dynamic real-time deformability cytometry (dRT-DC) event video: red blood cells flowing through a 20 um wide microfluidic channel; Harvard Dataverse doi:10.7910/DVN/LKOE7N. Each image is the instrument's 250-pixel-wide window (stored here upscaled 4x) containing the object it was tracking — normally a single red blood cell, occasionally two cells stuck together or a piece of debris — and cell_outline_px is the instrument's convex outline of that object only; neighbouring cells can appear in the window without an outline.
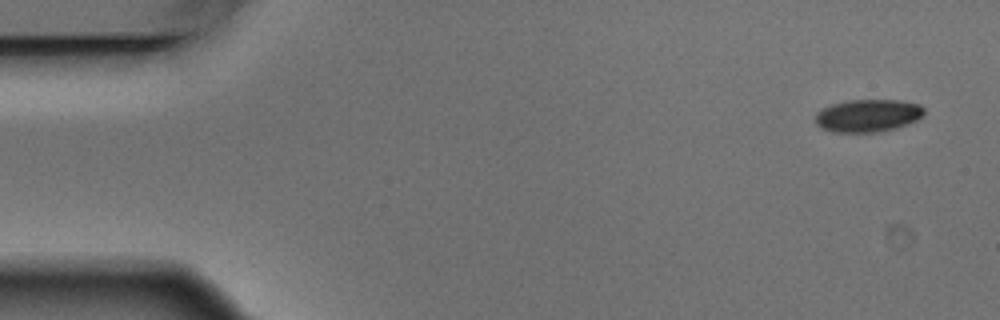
{"species": "Egyptian fruit bat (a non-hibernating species)", "species_latin": "Rousettus aegyptiacus", "temperature_condition": "warm", "stored_images_in_passage": 4, "camera_frame_rate_fps": 3000, "um_per_image_px": 0.085, "animal": {"sex": "male"}, "frame": {"image": 1, "passage_image": 1, "time_ms": 0.0, "image_size_px": [1000, 320], "cell_outline_px": [[924, 116], [908, 124], [896, 128], [876, 132], [832, 132], [816, 124], [816, 112], [820, 108], [832, 104], [848, 100], [900, 100], [920, 104], [924, 108]], "centroid_in_image_um": [73.78, 9.82], "position_along_channel_um": 11.2, "area_um2": 20.81}}
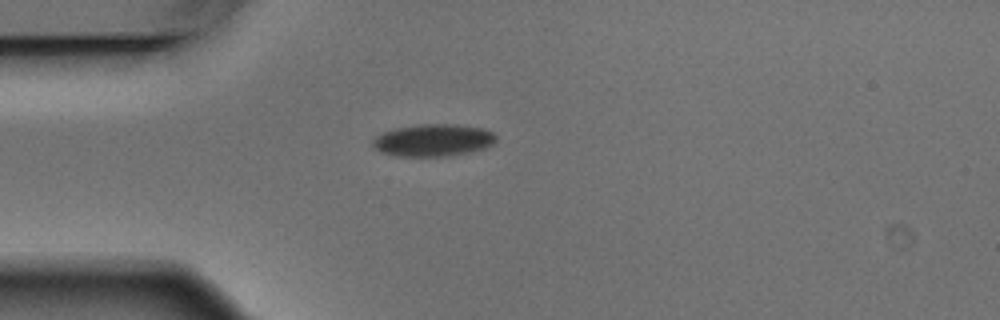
{"frame": {"image": 2, "passage_image": 4, "time_ms": 1.0, "image_size_px": [1000, 320], "cell_outline_px": [[496, 140], [492, 144], [484, 148], [468, 152], [448, 156], [400, 156], [380, 152], [372, 144], [372, 140], [380, 132], [392, 128], [416, 124], [452, 124], [484, 128], [492, 132], [496, 136]], "centroid_in_image_um": [36.78, 11.9], "position_along_channel_um": 48.2, "area_um2": 23.29}}